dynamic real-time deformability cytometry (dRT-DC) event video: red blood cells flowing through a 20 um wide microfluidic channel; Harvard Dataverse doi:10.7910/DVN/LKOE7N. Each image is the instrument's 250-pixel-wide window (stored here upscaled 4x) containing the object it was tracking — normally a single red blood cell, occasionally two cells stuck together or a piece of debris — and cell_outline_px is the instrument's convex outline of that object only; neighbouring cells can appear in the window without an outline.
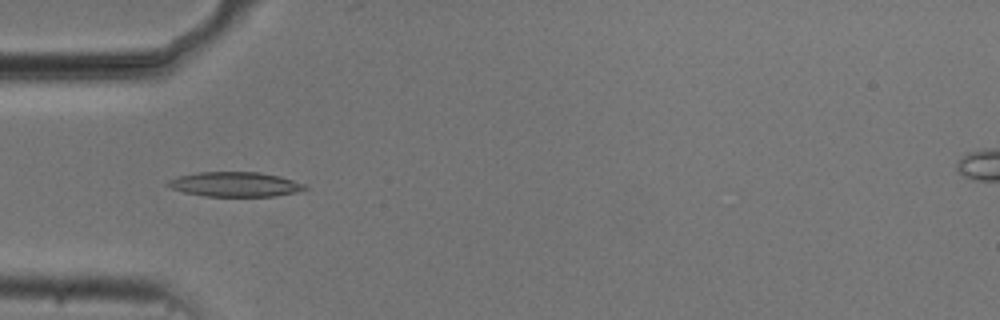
{"species": "common noctule bat (a hibernating species)", "species_latin": "Nyctalus noctula", "temperature_condition": "cold", "stored_images_in_passage": 54, "camera_frame_rate_fps": 3000, "um_per_image_px": 0.085, "animal": {"sex": "male", "body_mass_g": 20.5, "forearm_length_mm": 52.5}, "frame": {"image": 1, "passage_image": 17, "time_ms": 5.333, "image_size_px": [1000, 320], "cell_outline_px": [[308, 188], [296, 192], [276, 196], [204, 196], [184, 192], [172, 188], [164, 184], [168, 180], [180, 176], [196, 172], [260, 172], [280, 176], [304, 184]], "centroid_in_image_um": [19.96, 15.66], "position_along_channel_um": 65.0, "area_um2": 19.65}}
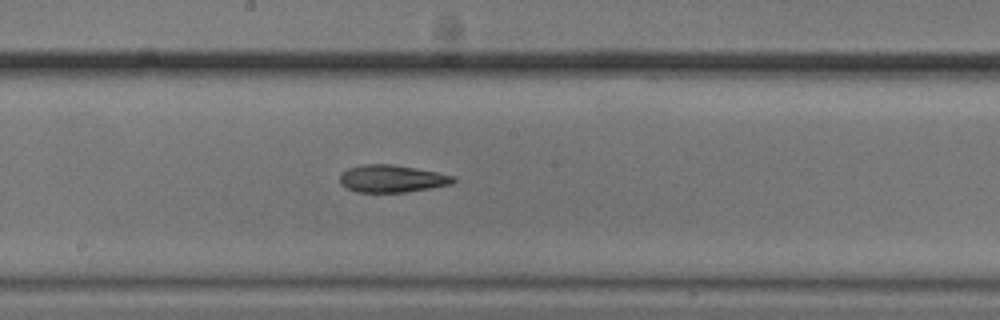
{"frame": {"image": 2, "passage_image": 29, "time_ms": 9.333, "image_size_px": [1000, 320], "cell_outline_px": [[456, 180], [452, 184], [404, 192], [356, 192], [340, 184], [340, 176], [348, 168], [364, 164], [392, 164], [436, 172], [456, 176]], "centroid_in_image_um": [33.31, 15.18], "position_along_channel_um": 214.9, "area_um2": 17.92}}
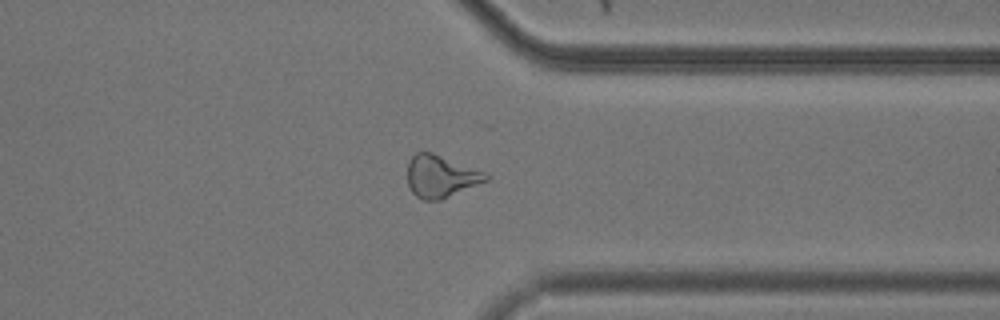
{"frame": {"image": 3, "passage_image": 42, "time_ms": 13.667, "image_size_px": [1000, 320], "cell_outline_px": [[488, 180], [440, 200], [424, 200], [416, 196], [412, 192], [408, 184], [408, 160], [416, 152], [432, 152], [488, 172]], "centroid_in_image_um": [37.47, 14.97], "position_along_channel_um": 373.9, "area_um2": 19.36}, "authors_computed_cell_mechanics": {"area_um2": 19.2185, "velocity_mm_per_s": 3.7378, "shape_relaxation_time_tau1_ms": null, "shape_relaxation_time_tau2_ms": 5.9011, "deformation_change_tau1": null, "deformation_change_tau2": 0.1681}}